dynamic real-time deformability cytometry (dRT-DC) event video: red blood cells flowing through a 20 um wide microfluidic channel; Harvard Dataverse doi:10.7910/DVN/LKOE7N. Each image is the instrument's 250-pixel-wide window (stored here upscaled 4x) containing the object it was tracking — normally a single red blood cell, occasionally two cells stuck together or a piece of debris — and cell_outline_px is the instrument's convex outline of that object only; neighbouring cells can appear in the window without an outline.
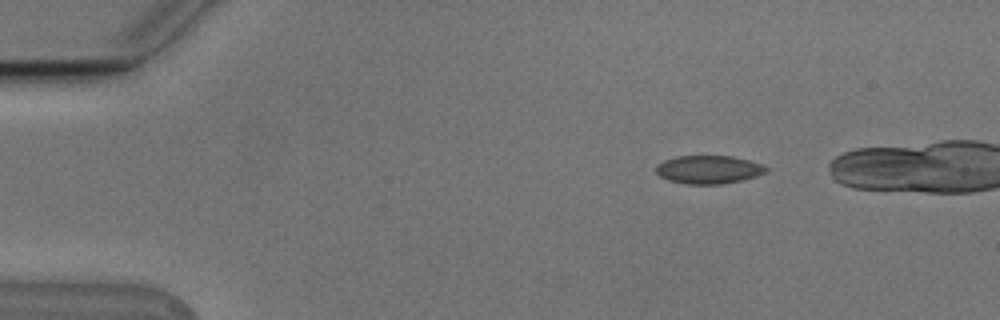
{"species": "Egyptian fruit bat (a non-hibernating species)", "species_latin": "Rousettus aegyptiacus", "temperature_condition": "cold", "stored_images_in_passage": 41, "camera_frame_rate_fps": 3000, "um_per_image_px": 0.085, "animal": {"sex": "male"}, "frame": {"image": 1, "passage_image": 1, "time_ms": 0.0, "image_size_px": [1000, 320], "cell_outline_px": [[768, 172], [756, 176], [740, 180], [720, 184], [688, 184], [668, 180], [660, 176], [656, 172], [656, 164], [664, 160], [676, 156], [732, 156], [748, 160], [760, 164], [768, 168]], "centroid_in_image_um": [60.21, 14.41], "position_along_channel_um": 24.8, "area_um2": 18.03}}
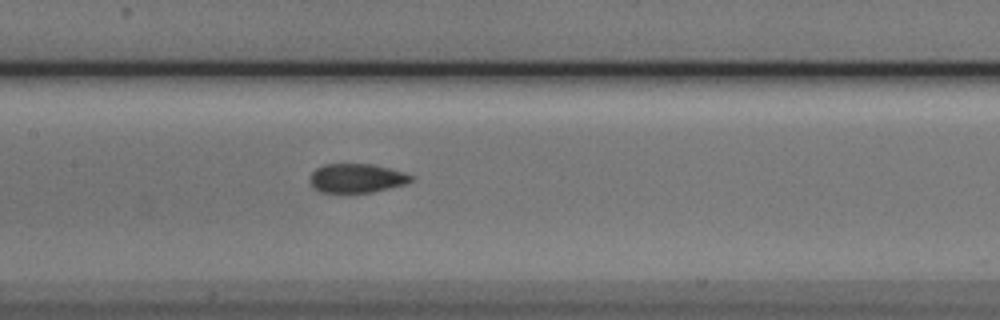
{"frame": {"image": 2, "passage_image": 19, "time_ms": 6.0, "image_size_px": [1000, 320], "cell_outline_px": [[416, 176], [412, 180], [404, 184], [372, 192], [320, 192], [308, 180], [312, 172], [316, 168], [324, 164], [372, 164], [404, 172]], "centroid_in_image_um": [30.32, 15.13], "position_along_channel_um": 177.1, "area_um2": 16.99}}
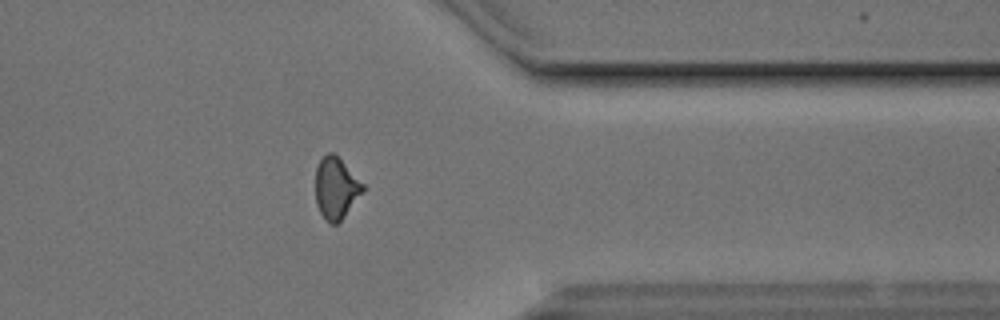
{"frame": {"image": 3, "passage_image": 36, "time_ms": 11.667, "image_size_px": [1000, 320], "cell_outline_px": [[368, 188], [344, 216], [336, 224], [332, 224], [320, 212], [316, 204], [316, 168], [320, 160], [328, 152], [332, 152]], "centroid_in_image_um": [28.59, 16.0], "position_along_channel_um": 382.8, "area_um2": 16.76}, "authors_computed_cell_mechanics": {"area_um2": 17.6868, "velocity_mm_per_s": 3.8089, "shape_relaxation_time_tau1_ms": null, "shape_relaxation_time_tau2_ms": 1.2742, "deformation_change_tau1": null, "deformation_change_tau2": 0.0671}}